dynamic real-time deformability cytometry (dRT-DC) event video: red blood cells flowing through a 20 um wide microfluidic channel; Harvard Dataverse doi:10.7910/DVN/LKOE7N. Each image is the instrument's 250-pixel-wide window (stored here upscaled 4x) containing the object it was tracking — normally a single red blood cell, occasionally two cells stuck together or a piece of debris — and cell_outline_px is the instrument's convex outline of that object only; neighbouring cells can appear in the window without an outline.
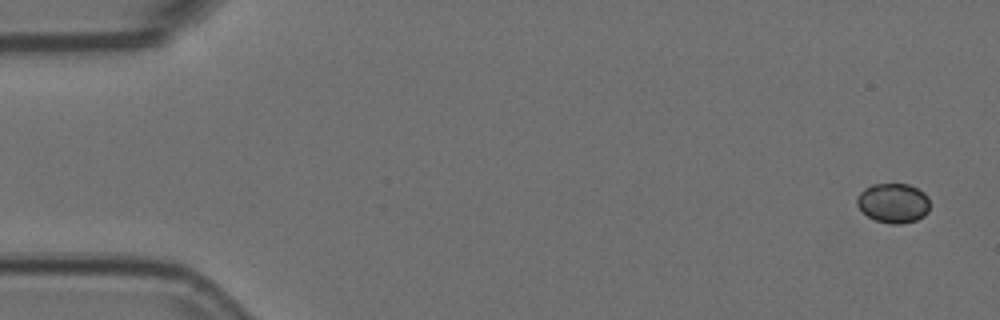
{"species": "Egyptian fruit bat (a non-hibernating species)", "species_latin": "Rousettus aegyptiacus", "temperature_condition": "room temperature", "stored_images_in_passage": 4, "camera_frame_rate_fps": 3000, "um_per_image_px": 0.085, "animal": {"sex": "female"}, "frame": {"image": 1, "passage_image": 1, "time_ms": 0.0, "image_size_px": [1000, 320], "cell_outline_px": [[928, 212], [924, 216], [916, 220], [900, 224], [892, 224], [876, 220], [868, 216], [856, 204], [856, 200], [860, 192], [864, 188], [872, 184], [908, 184], [924, 192], [928, 196]], "centroid_in_image_um": [75.93, 17.25], "position_along_channel_um": 9.1, "area_um2": 16.76}}
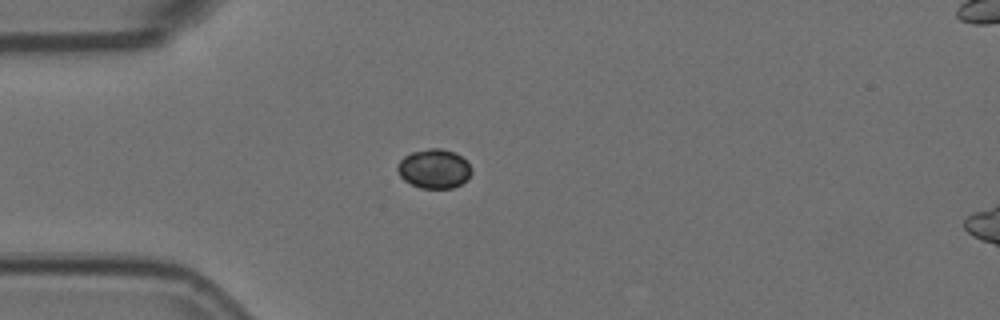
{"frame": {"image": 2, "passage_image": 4, "time_ms": 1.0, "image_size_px": [1000, 320], "cell_outline_px": [[472, 172], [460, 184], [452, 188], [420, 188], [404, 180], [400, 176], [396, 168], [400, 160], [404, 156], [412, 152], [428, 148], [440, 148], [456, 152], [472, 168]], "centroid_in_image_um": [36.88, 14.33], "position_along_channel_um": 48.1, "area_um2": 16.82}}